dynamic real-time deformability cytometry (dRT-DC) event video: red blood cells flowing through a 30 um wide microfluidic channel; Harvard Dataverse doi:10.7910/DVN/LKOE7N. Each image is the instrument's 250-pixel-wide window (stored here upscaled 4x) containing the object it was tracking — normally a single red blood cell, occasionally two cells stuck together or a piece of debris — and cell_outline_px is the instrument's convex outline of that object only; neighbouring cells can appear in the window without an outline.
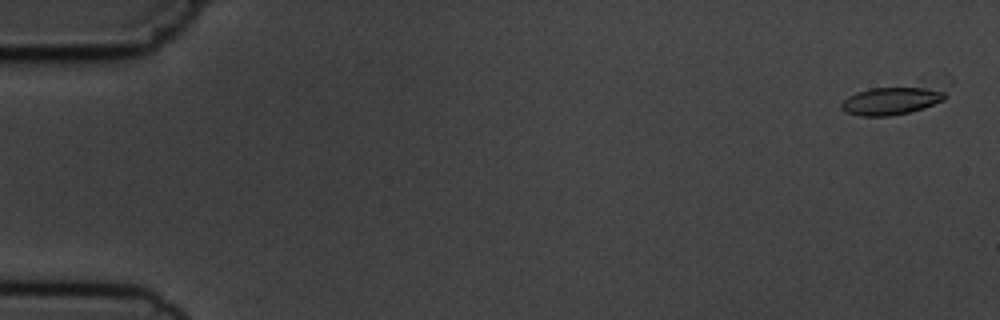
{"species": "common noctule bat (a hibernating species)", "species_latin": "Nyctalus noctula", "temperature_condition": "cold", "stored_images_in_passage": 5, "segment_of_instrument_passage": [2, 2], "camera_frame_rate_fps": 3000, "um_per_image_px": 0.085, "animal": {"sex": "male", "body_mass_g": 19.5, "forearm_length_mm": 54.6}, "frame": {"image": 1, "passage_image": 5, "time_ms": 4.667, "image_size_px": [1000, 320], "cell_outline_px": [[952, 84], [948, 96], [944, 100], [924, 108], [908, 112], [888, 116], [860, 116], [844, 112], [840, 108], [840, 104], [848, 96], [856, 92], [868, 88], [952, 80]], "centroid_in_image_um": [76.14, 8.4], "position_along_channel_um": 8.9, "area_um2": 19.48}}